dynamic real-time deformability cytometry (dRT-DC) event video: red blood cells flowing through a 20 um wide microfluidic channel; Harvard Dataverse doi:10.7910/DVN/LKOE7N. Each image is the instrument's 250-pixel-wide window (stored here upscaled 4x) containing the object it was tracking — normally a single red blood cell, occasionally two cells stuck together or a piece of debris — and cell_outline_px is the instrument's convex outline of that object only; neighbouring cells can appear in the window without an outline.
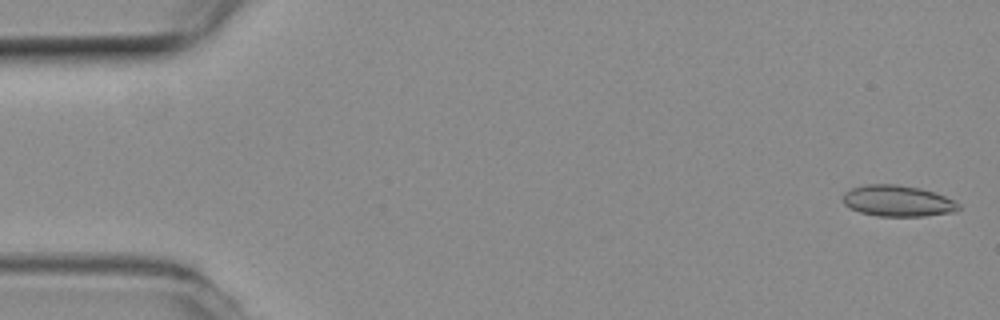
{"species": "common noctule bat (a hibernating species)", "species_latin": "Nyctalus noctula", "temperature_condition": "room temperature", "stored_images_in_passage": 55, "camera_frame_rate_fps": 3000, "um_per_image_px": 0.085, "animal": {"sex": "female", "body_mass_g": 19.3, "forearm_length_mm": 54.1}, "frame": {"image": 1, "passage_image": 2, "time_ms": 0.333, "image_size_px": [1000, 320], "cell_outline_px": [[960, 208], [956, 212], [924, 216], [880, 216], [860, 212], [848, 208], [844, 204], [844, 192], [852, 188], [864, 184], [896, 184], [920, 188], [944, 196], [960, 204]], "centroid_in_image_um": [76.29, 17.08], "position_along_channel_um": 8.7, "area_um2": 20.98}}
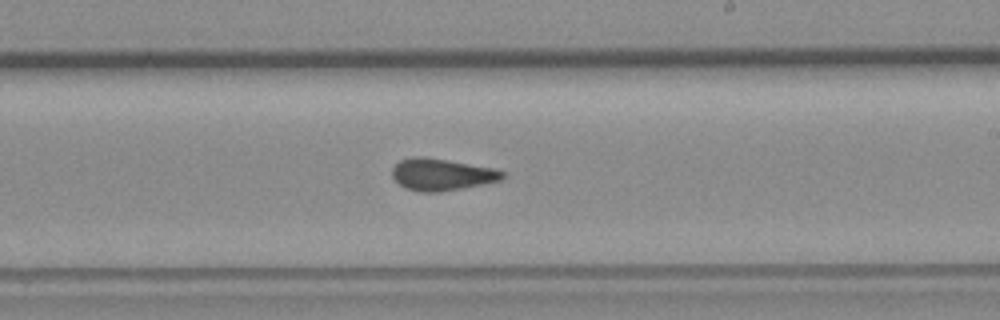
{"frame": {"image": 2, "passage_image": 32, "time_ms": 10.333, "image_size_px": [1000, 320], "cell_outline_px": [[504, 176], [500, 180], [484, 184], [440, 192], [420, 192], [404, 188], [392, 176], [392, 168], [400, 160], [412, 156], [420, 156], [448, 160], [496, 168], [504, 172]], "centroid_in_image_um": [37.54, 14.83], "position_along_channel_um": 251.5, "area_um2": 20.58}}
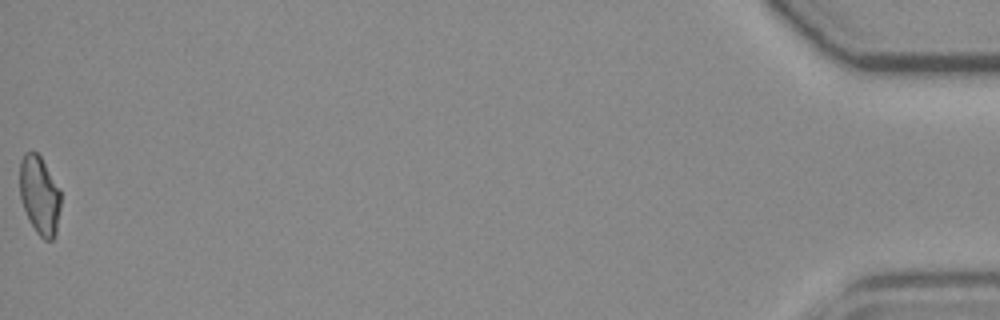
{"frame": {"image": 3, "passage_image": 55, "time_ms": 18.0, "image_size_px": [1000, 320], "cell_outline_px": [[60, 208], [56, 236], [52, 240], [44, 240], [36, 232], [24, 208], [20, 196], [20, 160], [24, 152], [36, 152], [40, 156], [60, 188]], "centroid_in_image_um": [3.38, 16.6], "position_along_channel_um": 431.8, "area_um2": 18.73}, "authors_computed_cell_mechanics": {"area_um2": 20.23, "velocity_mm_per_s": 3.7627, "shape_relaxation_time_tau1_ms": null, "shape_relaxation_time_tau2_ms": 2.3297, "deformation_change_tau1": null, "deformation_change_tau2": 0.0768}}